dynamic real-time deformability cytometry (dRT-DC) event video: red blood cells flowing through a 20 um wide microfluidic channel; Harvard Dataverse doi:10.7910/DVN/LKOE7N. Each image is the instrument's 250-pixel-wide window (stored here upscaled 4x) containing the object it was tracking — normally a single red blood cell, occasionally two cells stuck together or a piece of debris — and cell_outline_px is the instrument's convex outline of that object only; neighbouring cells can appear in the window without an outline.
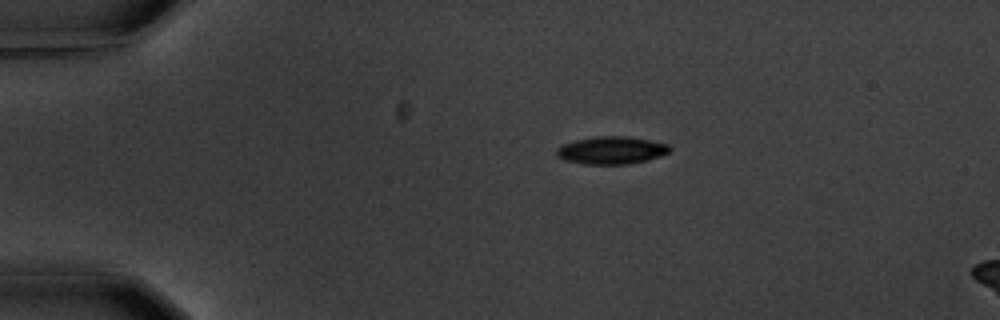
{"species": "common noctule bat (a hibernating species)", "species_latin": "Nyctalus noctula", "temperature_condition": "warm", "stored_images_in_passage": 4, "camera_frame_rate_fps": 3000, "um_per_image_px": 0.085, "animal": {"sex": "male", "body_mass_g": 20.1, "forearm_length_mm": 53.5}, "frame": {"image": 1, "passage_image": 1, "time_ms": 0.0, "image_size_px": [1000, 320], "cell_outline_px": [[672, 148], [668, 152], [660, 156], [628, 164], [584, 164], [564, 160], [556, 152], [556, 148], [560, 144], [576, 140], [596, 136], [624, 136], [648, 140], [668, 144]], "centroid_in_image_um": [51.94, 12.77], "position_along_channel_um": 33.1, "area_um2": 18.03}}